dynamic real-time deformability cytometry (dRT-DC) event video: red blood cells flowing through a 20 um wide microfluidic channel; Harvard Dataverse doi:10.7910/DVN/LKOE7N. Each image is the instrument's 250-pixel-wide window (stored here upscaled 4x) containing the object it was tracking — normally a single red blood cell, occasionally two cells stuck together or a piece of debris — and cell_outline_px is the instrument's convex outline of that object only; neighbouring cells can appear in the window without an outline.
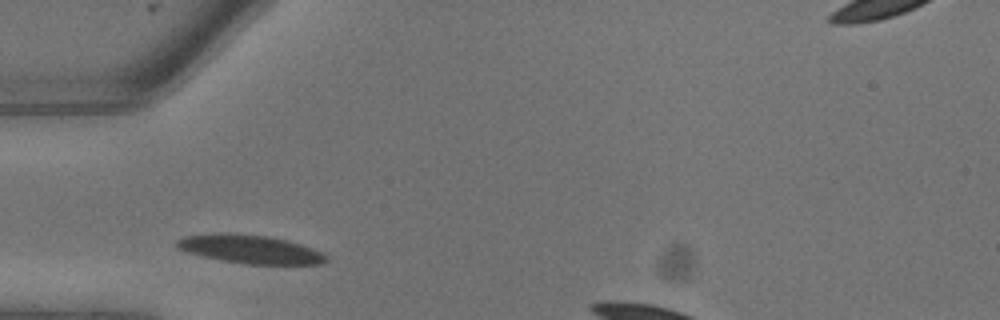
{"species": "common noctule bat (a hibernating species)", "species_latin": "Nyctalus noctula", "temperature_condition": "warm", "stored_images_in_passage": 5, "camera_frame_rate_fps": 3000, "um_per_image_px": 0.085, "animal": {"sex": "male", "body_mass_g": 13.3}, "frame": {"image": 1, "passage_image": 1, "time_ms": 0.0, "image_size_px": [1000, 320], "cell_outline_px": [[328, 260], [324, 264], [244, 264], [204, 256], [188, 252], [176, 248], [176, 240], [184, 236], [224, 232], [268, 236], [300, 244], [312, 248], [328, 256]], "centroid_in_image_um": [21.26, 21.18], "position_along_channel_um": 63.7, "area_um2": 24.62}}
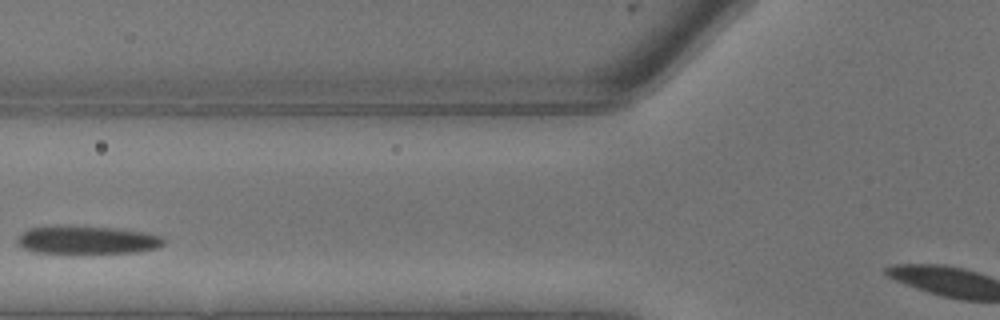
{"frame": {"image": 2, "passage_image": 3, "time_ms": 0.667, "image_size_px": [1000, 320], "cell_outline_px": [[168, 240], [160, 248], [136, 252], [36, 252], [24, 248], [16, 244], [16, 236], [20, 232], [28, 228], [64, 224], [120, 228], [144, 232], [164, 236]], "centroid_in_image_um": [7.41, 20.35], "position_along_channel_um": 118.4, "area_um2": 24.57}}